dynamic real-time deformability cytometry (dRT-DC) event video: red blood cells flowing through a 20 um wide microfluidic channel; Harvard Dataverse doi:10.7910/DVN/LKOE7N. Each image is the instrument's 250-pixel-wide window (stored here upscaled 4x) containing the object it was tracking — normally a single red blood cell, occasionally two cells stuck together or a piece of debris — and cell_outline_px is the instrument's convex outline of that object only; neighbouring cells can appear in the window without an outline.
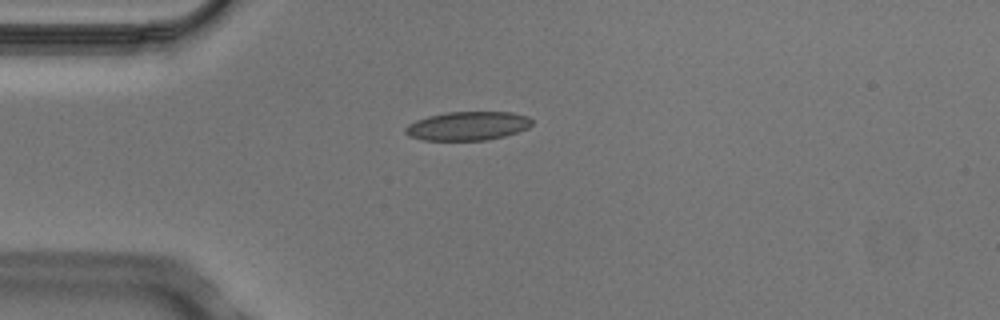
{"species": "Egyptian fruit bat (a non-hibernating species)", "species_latin": "Rousettus aegyptiacus", "temperature_condition": "cold", "stored_images_in_passage": 2, "camera_frame_rate_fps": 3000, "um_per_image_px": 0.085, "animal": {"sex": "male"}, "frame": {"image": 1, "passage_image": 2, "time_ms": 0.333, "image_size_px": [1000, 320], "cell_outline_px": [[532, 124], [528, 128], [504, 136], [488, 140], [424, 140], [408, 136], [404, 132], [404, 128], [408, 124], [416, 120], [428, 116], [444, 112], [512, 112], [528, 116], [532, 120]], "centroid_in_image_um": [39.73, 10.7], "position_along_channel_um": 45.3, "area_um2": 21.33}}